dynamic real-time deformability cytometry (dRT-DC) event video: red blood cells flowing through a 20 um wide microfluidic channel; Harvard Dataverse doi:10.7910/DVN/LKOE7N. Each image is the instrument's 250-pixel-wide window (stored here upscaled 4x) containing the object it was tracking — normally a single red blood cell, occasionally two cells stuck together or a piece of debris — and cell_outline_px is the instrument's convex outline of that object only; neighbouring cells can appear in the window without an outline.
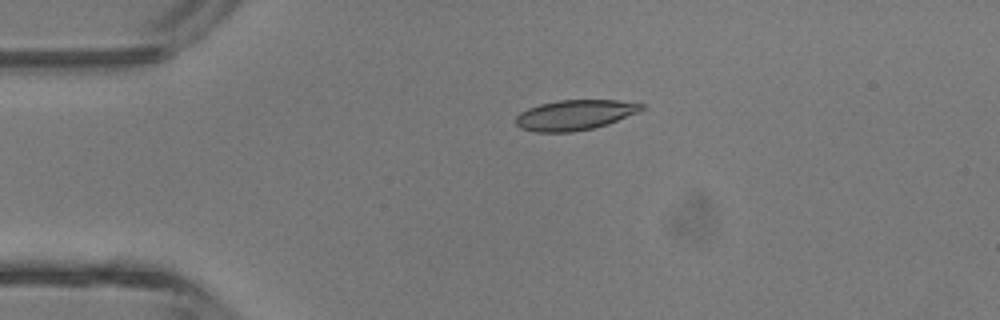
{"species": "common noctule bat (a hibernating species)", "species_latin": "Nyctalus noctula", "temperature_condition": "room temperature", "stored_images_in_passage": 5, "camera_frame_rate_fps": 3000, "um_per_image_px": 0.085, "animal": {"sex": "male", "body_mass_g": 13.3}, "frame": {"image": 1, "passage_image": 3, "time_ms": 2.333, "image_size_px": [1000, 320], "cell_outline_px": [[644, 108], [636, 112], [608, 124], [592, 128], [572, 132], [536, 132], [520, 128], [516, 124], [516, 116], [520, 112], [528, 108], [540, 104], [560, 100], [616, 100], [644, 104]], "centroid_in_image_um": [48.82, 9.77], "position_along_channel_um": 36.2, "area_um2": 21.91}}
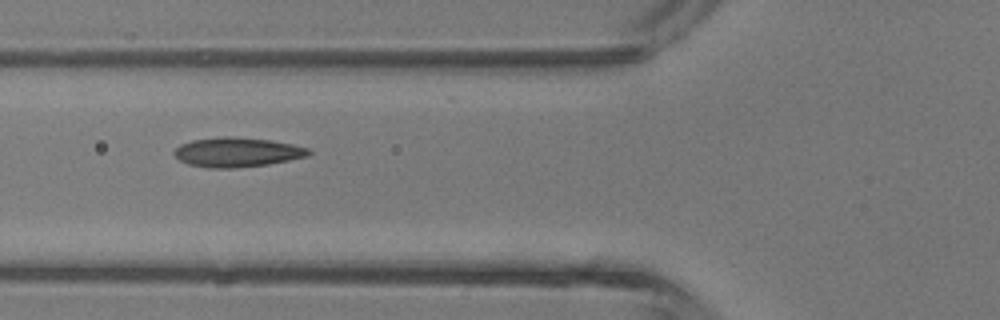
{"frame": {"image": 2, "passage_image": 5, "time_ms": 4.667, "image_size_px": [1000, 320], "cell_outline_px": [[312, 152], [308, 156], [268, 164], [236, 168], [208, 168], [188, 164], [180, 160], [172, 152], [180, 144], [192, 140], [224, 136], [236, 136], [268, 140], [292, 144], [308, 148]], "centroid_in_image_um": [20.14, 12.93], "position_along_channel_um": 105.7, "area_um2": 23.12}}